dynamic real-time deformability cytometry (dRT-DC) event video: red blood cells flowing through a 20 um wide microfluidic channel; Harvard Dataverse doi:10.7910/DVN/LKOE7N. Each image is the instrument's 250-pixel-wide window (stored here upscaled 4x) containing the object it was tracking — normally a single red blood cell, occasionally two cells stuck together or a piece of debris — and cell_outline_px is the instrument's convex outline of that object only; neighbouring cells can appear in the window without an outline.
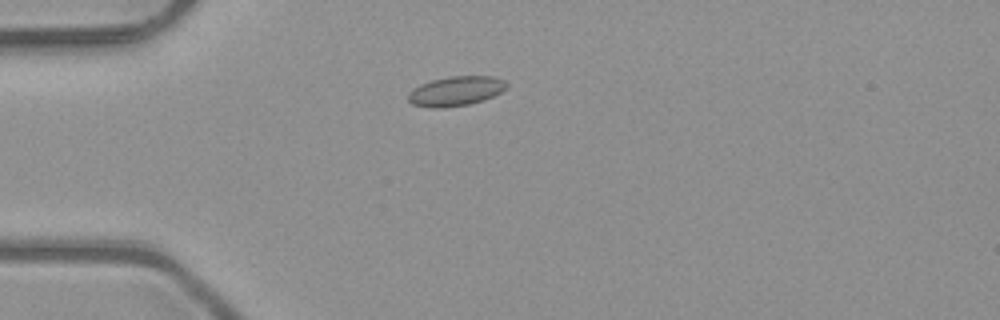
{"species": "common noctule bat (a hibernating species)", "species_latin": "Nyctalus noctula", "temperature_condition": "room temperature", "stored_images_in_passage": 2, "camera_frame_rate_fps": 3000, "um_per_image_px": 0.085, "animal": {"sex": "male", "body_mass_g": 23.1, "forearm_length_mm": 52.7}, "frame": {"image": 1, "passage_image": 1, "time_ms": 0.0, "image_size_px": [1000, 320], "cell_outline_px": [[508, 84], [500, 92], [484, 100], [468, 104], [444, 108], [432, 108], [412, 104], [408, 100], [408, 92], [412, 88], [420, 84], [432, 80], [448, 76], [492, 76], [504, 80]], "centroid_in_image_um": [38.7, 7.74], "position_along_channel_um": 46.3, "area_um2": 16.99}}